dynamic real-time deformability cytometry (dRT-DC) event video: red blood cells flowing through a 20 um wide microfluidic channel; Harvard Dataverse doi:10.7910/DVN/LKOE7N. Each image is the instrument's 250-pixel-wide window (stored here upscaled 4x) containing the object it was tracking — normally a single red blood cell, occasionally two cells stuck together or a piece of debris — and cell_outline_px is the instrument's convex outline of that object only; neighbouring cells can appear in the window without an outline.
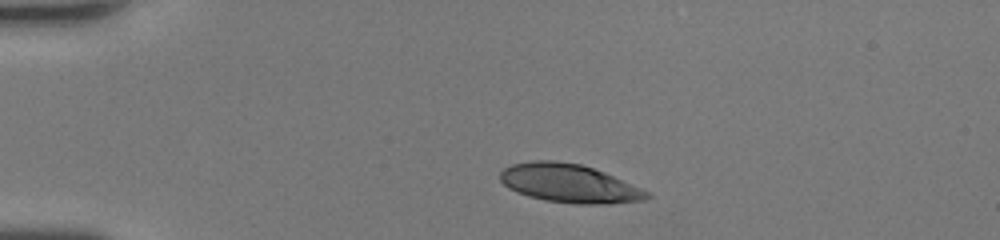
{"species": "human", "species_latin": "Homo sapiens", "temperature_condition": "room temperature", "stored_images_in_passage": 37, "camera_frame_rate_fps": 3000, "um_per_image_px": 0.085, "donor": {"sex": "female"}, "frame": {"image": 1, "passage_image": 1, "time_ms": 0.0, "image_size_px": [1000, 240], "cell_outline_px": [[652, 196], [644, 200], [608, 204], [576, 204], [544, 200], [528, 196], [516, 192], [508, 188], [500, 180], [500, 172], [504, 168], [512, 164], [532, 160], [556, 160], [580, 164], [604, 172], [640, 188], [648, 192]], "centroid_in_image_um": [48.35, 15.59], "position_along_channel_um": 36.7, "area_um2": 32.89}}
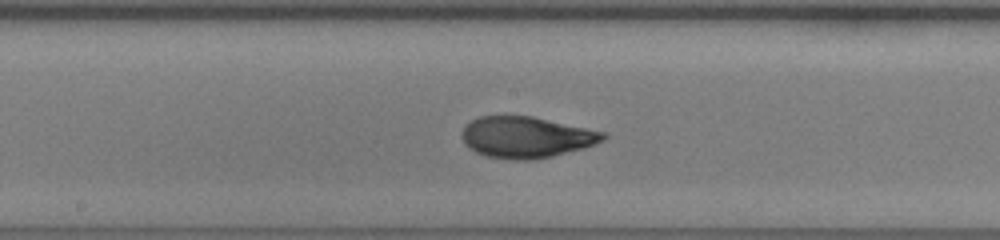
{"frame": {"image": 2, "passage_image": 16, "time_ms": 5.0, "image_size_px": [1000, 240], "cell_outline_px": [[608, 136], [604, 140], [584, 148], [552, 156], [532, 160], [516, 160], [484, 156], [468, 148], [464, 144], [460, 136], [464, 128], [472, 120], [480, 116], [532, 116], [608, 132]], "centroid_in_image_um": [44.75, 11.66], "position_along_channel_um": 203.5, "area_um2": 34.16}}
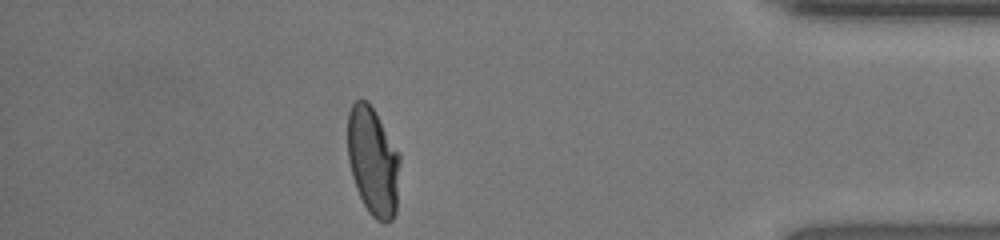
{"frame": {"image": 3, "passage_image": 32, "time_ms": 10.333, "image_size_px": [1000, 240], "cell_outline_px": [[400, 160], [396, 212], [392, 220], [384, 224], [376, 220], [368, 212], [356, 188], [352, 176], [348, 160], [348, 112], [352, 104], [356, 100], [364, 100], [372, 108], [400, 156]], "centroid_in_image_um": [31.7, 13.78], "position_along_channel_um": 403.5, "area_um2": 32.66}, "authors_computed_cell_mechanics": {"area_um2": 33.2928, "velocity_mm_per_s": 4.447, "shape_relaxation_time_tau1_ms": 5.6543, "shape_relaxation_time_tau2_ms": null, "deformation_change_tau1": 0.2827, "deformation_change_tau2": null}}